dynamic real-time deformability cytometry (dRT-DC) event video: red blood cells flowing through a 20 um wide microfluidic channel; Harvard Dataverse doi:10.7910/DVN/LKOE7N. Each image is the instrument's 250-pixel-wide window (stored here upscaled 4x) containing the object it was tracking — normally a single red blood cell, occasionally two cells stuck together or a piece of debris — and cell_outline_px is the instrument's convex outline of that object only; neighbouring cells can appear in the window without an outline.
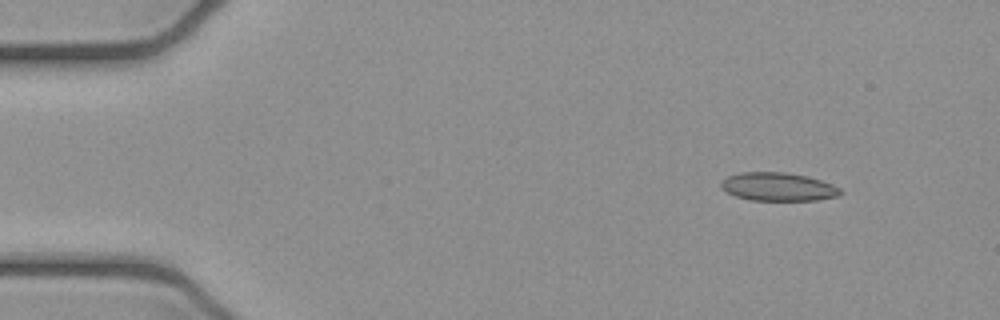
{"species": "common noctule bat (a hibernating species)", "species_latin": "Nyctalus noctula", "temperature_condition": "cold", "stored_images_in_passage": 4, "camera_frame_rate_fps": 3000, "um_per_image_px": 0.085, "animal": {"sex": "female", "body_mass_g": 21.9}, "frame": {"image": 1, "passage_image": 1, "time_ms": 0.0, "image_size_px": [1000, 320], "cell_outline_px": [[844, 192], [840, 196], [816, 200], [748, 200], [736, 196], [728, 192], [720, 184], [728, 176], [740, 172], [784, 172], [808, 176], [832, 184], [840, 188]], "centroid_in_image_um": [66.2, 15.88], "position_along_channel_um": 18.8, "area_um2": 19.65}}
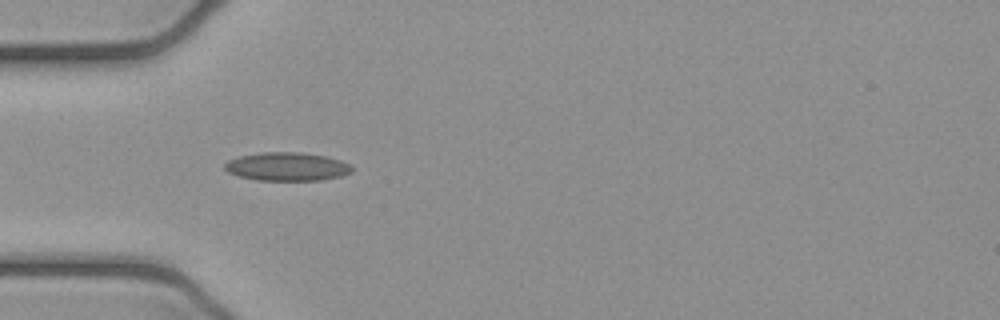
{"frame": {"image": 2, "passage_image": 3, "time_ms": 0.667, "image_size_px": [1000, 320], "cell_outline_px": [[352, 172], [340, 176], [324, 180], [256, 180], [240, 176], [228, 172], [224, 168], [224, 164], [228, 160], [240, 156], [260, 152], [300, 152], [324, 156], [340, 160], [352, 164]], "centroid_in_image_um": [24.41, 14.16], "position_along_channel_um": 60.6, "area_um2": 21.1}}
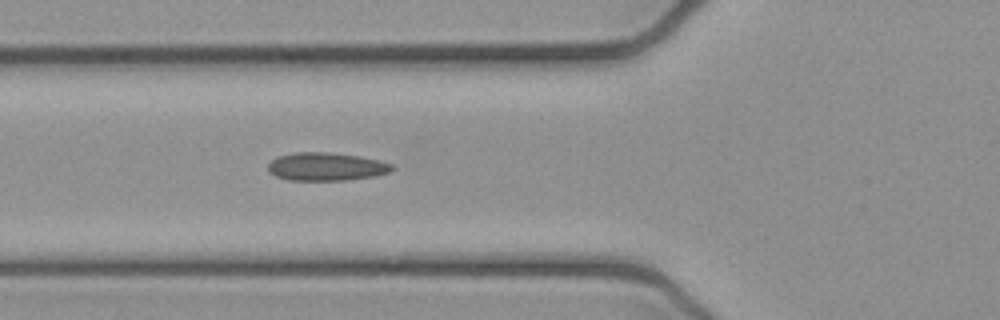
{"frame": {"image": 3, "passage_image": 4, "time_ms": 1.0, "image_size_px": [1000, 320], "cell_outline_px": [[396, 168], [392, 172], [376, 176], [348, 180], [288, 180], [276, 176], [268, 172], [268, 164], [276, 156], [296, 152], [328, 152], [360, 156], [380, 160], [392, 164]], "centroid_in_image_um": [27.76, 14.16], "position_along_channel_um": 98.0, "area_um2": 20.63}}